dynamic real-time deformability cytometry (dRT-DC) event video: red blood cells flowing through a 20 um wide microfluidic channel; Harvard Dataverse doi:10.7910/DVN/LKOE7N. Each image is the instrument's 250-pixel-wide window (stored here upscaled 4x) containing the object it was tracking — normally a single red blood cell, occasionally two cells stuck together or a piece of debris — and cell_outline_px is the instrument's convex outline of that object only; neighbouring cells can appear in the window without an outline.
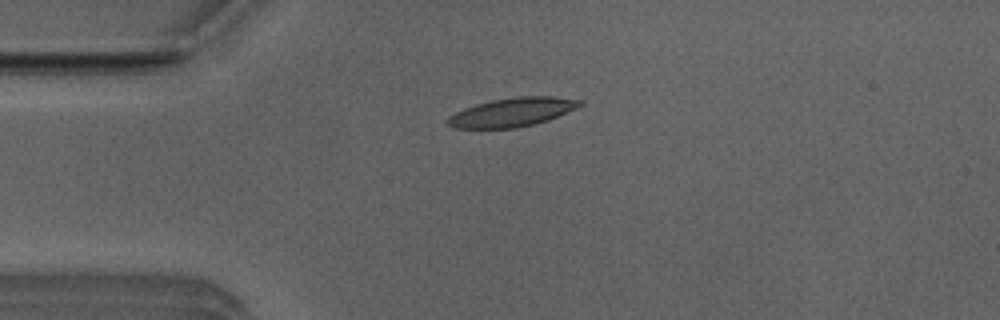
{"species": "Egyptian fruit bat (a non-hibernating species)", "species_latin": "Rousettus aegyptiacus", "temperature_condition": "room temperature", "stored_images_in_passage": 3, "camera_frame_rate_fps": 3000, "um_per_image_px": 0.085, "animal": {"sex": "male"}, "frame": {"image": 1, "passage_image": 2, "time_ms": 0.333, "image_size_px": [1000, 320], "cell_outline_px": [[584, 104], [576, 108], [548, 120], [536, 124], [516, 128], [452, 128], [444, 120], [448, 116], [464, 108], [476, 104], [492, 100], [520, 96], [552, 96], [580, 100]], "centroid_in_image_um": [43.51, 9.54], "position_along_channel_um": 41.5, "area_um2": 22.2}}